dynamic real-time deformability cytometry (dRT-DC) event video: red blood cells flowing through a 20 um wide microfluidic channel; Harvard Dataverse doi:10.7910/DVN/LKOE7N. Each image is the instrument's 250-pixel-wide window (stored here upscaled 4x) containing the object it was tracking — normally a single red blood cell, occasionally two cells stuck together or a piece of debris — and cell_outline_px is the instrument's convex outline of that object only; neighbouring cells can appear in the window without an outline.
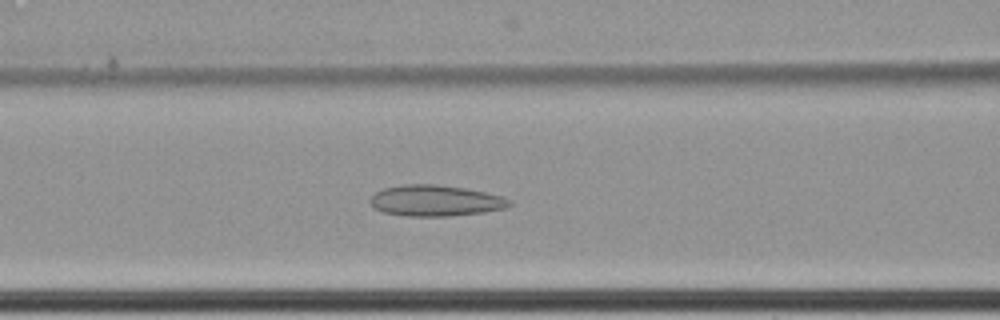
{"species": "common noctule bat (a hibernating species)", "species_latin": "Nyctalus noctula", "temperature_condition": "cold", "stored_images_in_passage": 65, "camera_frame_rate_fps": 3000, "um_per_image_px": 0.085, "animal": {"sex": "female", "body_mass_g": 22.7, "forearm_length_mm": 54.2}, "frame": {"image": 1, "passage_image": 31, "time_ms": 10.0, "image_size_px": [1000, 320], "cell_outline_px": [[512, 204], [504, 208], [484, 212], [452, 216], [408, 216], [384, 212], [372, 208], [368, 200], [376, 192], [384, 188], [404, 184], [436, 184], [464, 188], [484, 192], [500, 196], [512, 200]], "centroid_in_image_um": [36.98, 17.06], "position_along_channel_um": 129.6, "area_um2": 25.2}}
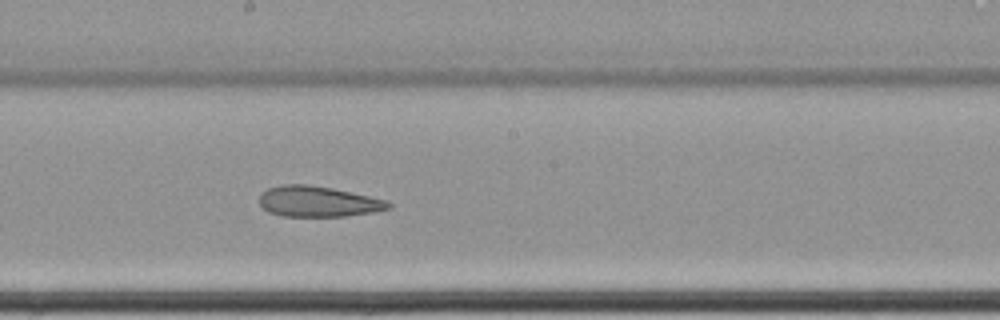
{"frame": {"image": 2, "passage_image": 39, "time_ms": 12.667, "image_size_px": [1000, 320], "cell_outline_px": [[392, 208], [376, 212], [344, 216], [280, 216], [268, 212], [260, 204], [260, 192], [268, 188], [284, 184], [308, 184], [332, 188], [388, 200], [392, 204]], "centroid_in_image_um": [27.05, 17.13], "position_along_channel_um": 221.1, "area_um2": 23.24}}
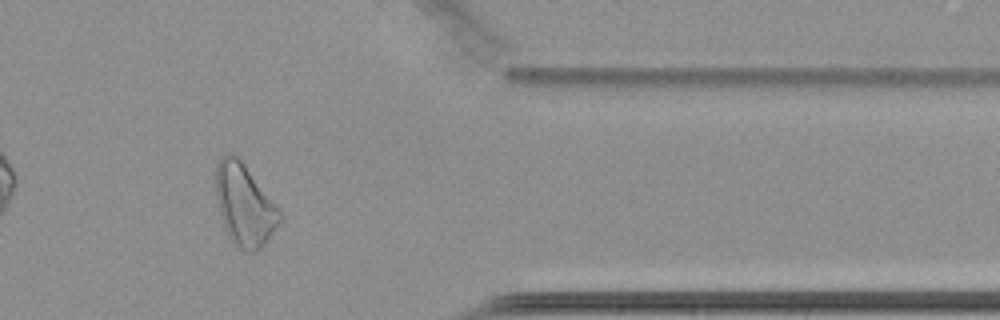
{"frame": {"image": 3, "passage_image": 55, "time_ms": 18.0, "image_size_px": [1000, 320], "cell_outline_px": [[284, 216], [264, 244], [256, 252], [248, 252], [236, 248], [228, 236], [224, 228], [220, 216], [216, 196], [216, 164], [228, 152], [232, 152], [244, 164]], "centroid_in_image_um": [20.76, 17.46], "position_along_channel_um": 390.6, "area_um2": 30.17}}